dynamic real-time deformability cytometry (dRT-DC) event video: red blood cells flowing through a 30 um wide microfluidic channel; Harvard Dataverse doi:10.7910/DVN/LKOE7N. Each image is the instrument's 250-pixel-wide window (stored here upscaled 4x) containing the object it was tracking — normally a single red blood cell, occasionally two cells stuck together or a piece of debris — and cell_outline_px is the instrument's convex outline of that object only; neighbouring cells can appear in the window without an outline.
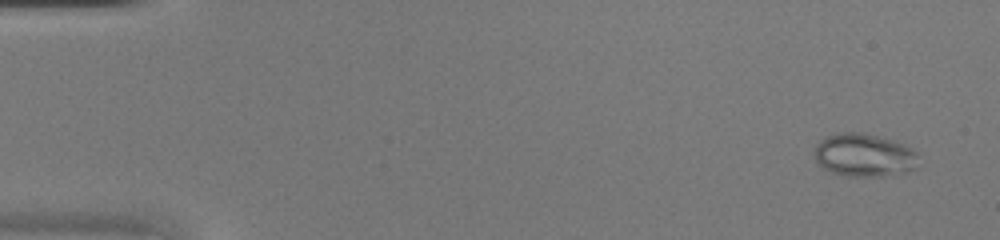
{"species": "common noctule bat (a hibernating species)", "species_latin": "Nyctalus noctula", "temperature_condition": "warm", "stored_images_in_passage": 47, "camera_frame_rate_fps": 3000, "um_per_image_px": 0.085, "animal": {"sex": "female", "body_mass_g": 20.0, "forearm_length_mm": 54.0}, "frame": {"image": 1, "passage_image": 3, "time_ms": 0.667, "image_size_px": [1000, 240], "cell_outline_px": [[916, 156], [912, 168], [884, 176], [848, 176], [832, 172], [824, 168], [816, 160], [816, 144], [824, 136], [844, 132], [860, 132], [892, 140], [904, 144], [912, 148], [916, 152]], "centroid_in_image_um": [73.39, 13.16], "position_along_channel_um": 11.6, "area_um2": 25.43}}
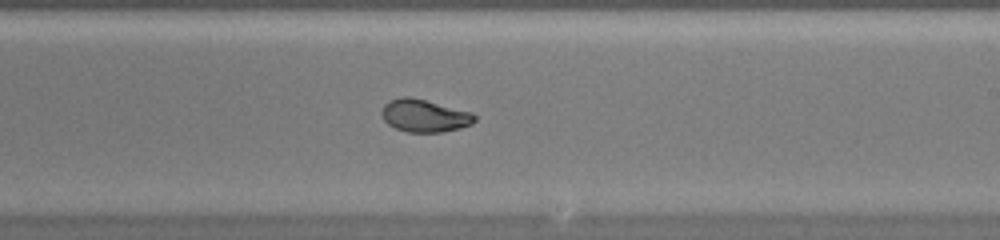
{"frame": {"image": 2, "passage_image": 29, "time_ms": 9.333, "image_size_px": [1000, 240], "cell_outline_px": [[476, 120], [472, 124], [460, 128], [440, 132], [408, 132], [396, 128], [388, 124], [384, 120], [380, 112], [384, 104], [388, 100], [404, 96], [412, 96], [472, 112], [476, 116]], "centroid_in_image_um": [36.07, 9.82], "position_along_channel_um": 252.9, "area_um2": 17.86}}
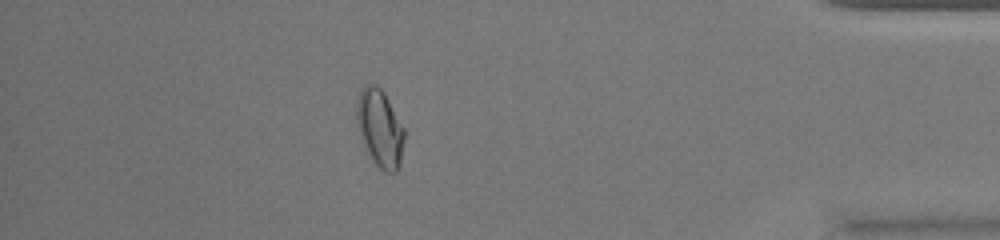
{"frame": {"image": 3, "passage_image": 42, "time_ms": 13.667, "image_size_px": [1000, 240], "cell_outline_px": [[404, 140], [400, 164], [396, 172], [384, 172], [368, 156], [360, 140], [356, 124], [356, 104], [360, 92], [368, 84], [376, 84], [384, 92], [404, 128]], "centroid_in_image_um": [32.26, 10.93], "position_along_channel_um": 402.9, "area_um2": 21.73}}